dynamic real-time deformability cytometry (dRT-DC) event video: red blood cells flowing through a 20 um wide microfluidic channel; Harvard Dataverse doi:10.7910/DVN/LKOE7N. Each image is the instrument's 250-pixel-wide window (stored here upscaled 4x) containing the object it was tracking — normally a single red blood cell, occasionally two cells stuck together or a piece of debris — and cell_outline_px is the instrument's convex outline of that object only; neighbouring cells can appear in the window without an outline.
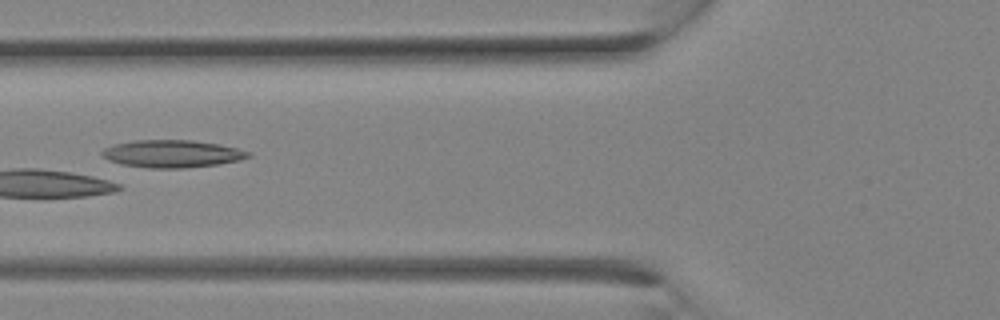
{"species": "Egyptian fruit bat (a non-hibernating species)", "species_latin": "Rousettus aegyptiacus", "temperature_condition": "room temperature", "stored_images_in_passage": 12, "camera_frame_rate_fps": 3000, "um_per_image_px": 0.085, "animal": {"sex": "female"}, "frame": {"image": 1, "passage_image": 6, "time_ms": 1.667, "image_size_px": [1000, 320], "cell_outline_px": [[252, 156], [240, 160], [220, 164], [184, 168], [148, 168], [120, 164], [108, 160], [100, 152], [104, 148], [112, 144], [136, 140], [192, 140], [220, 144], [252, 152]], "centroid_in_image_um": [14.64, 13.07], "position_along_channel_um": 111.2, "area_um2": 23.64}}